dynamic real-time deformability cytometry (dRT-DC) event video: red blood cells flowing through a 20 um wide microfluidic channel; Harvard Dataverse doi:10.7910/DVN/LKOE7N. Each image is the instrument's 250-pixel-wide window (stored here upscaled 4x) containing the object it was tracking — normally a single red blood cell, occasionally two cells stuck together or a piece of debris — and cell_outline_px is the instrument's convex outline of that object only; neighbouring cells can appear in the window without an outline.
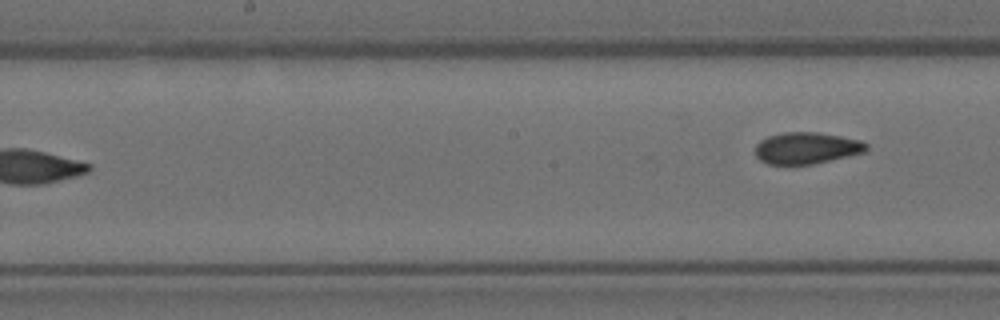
{"species": "Egyptian fruit bat (a non-hibernating species)", "species_latin": "Rousettus aegyptiacus", "temperature_condition": "room temperature", "stored_images_in_passage": 7, "camera_frame_rate_fps": 3000, "um_per_image_px": 0.085, "animal": {"sex": "female"}, "frame": {"image": 1, "passage_image": 7, "time_ms": 2.0, "image_size_px": [1000, 320], "cell_outline_px": [[868, 148], [864, 152], [848, 156], [812, 164], [768, 164], [760, 160], [756, 156], [756, 144], [760, 140], [768, 136], [784, 132], [816, 132], [840, 136], [860, 140], [868, 144]], "centroid_in_image_um": [68.55, 12.58], "position_along_channel_um": 179.7, "area_um2": 20.35}}